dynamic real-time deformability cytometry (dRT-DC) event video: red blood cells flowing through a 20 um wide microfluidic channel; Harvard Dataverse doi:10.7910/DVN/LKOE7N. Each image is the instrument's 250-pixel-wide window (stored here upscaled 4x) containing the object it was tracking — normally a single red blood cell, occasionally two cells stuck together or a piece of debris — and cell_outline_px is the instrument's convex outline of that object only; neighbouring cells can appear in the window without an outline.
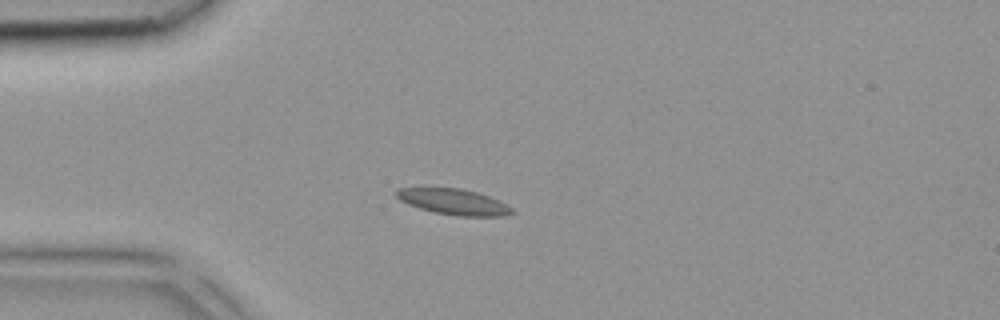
{"species": "common noctule bat (a hibernating species)", "species_latin": "Nyctalus noctula", "temperature_condition": "room temperature", "stored_images_in_passage": 32, "camera_frame_rate_fps": 3000, "um_per_image_px": 0.085, "animal": {"sex": "female", "body_mass_g": 18.4}, "frame": {"image": 1, "passage_image": 1, "time_ms": 0.0, "image_size_px": [1000, 320], "cell_outline_px": [[516, 212], [504, 216], [456, 216], [436, 212], [420, 208], [408, 204], [400, 200], [396, 196], [396, 192], [400, 188], [420, 184], [460, 188], [476, 192], [500, 200], [512, 208]], "centroid_in_image_um": [38.5, 17.1], "position_along_channel_um": 46.5, "area_um2": 18.09}}
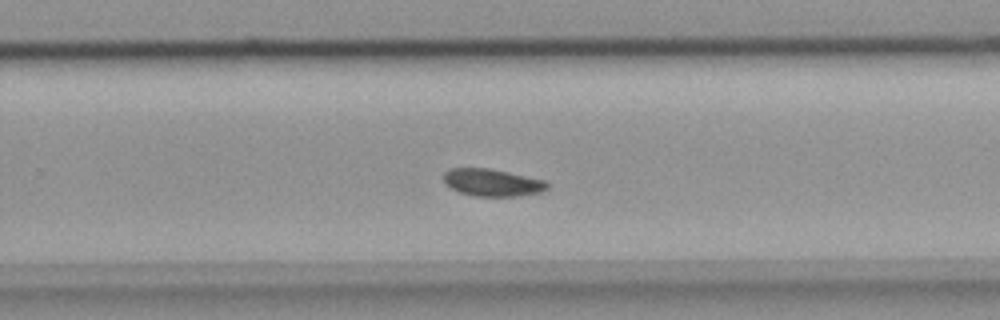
{"frame": {"image": 2, "passage_image": 17, "time_ms": 5.333, "image_size_px": [1000, 320], "cell_outline_px": [[548, 188], [540, 192], [516, 196], [476, 196], [460, 192], [444, 184], [444, 172], [448, 168], [488, 168], [508, 172], [544, 180], [548, 184]], "centroid_in_image_um": [41.81, 15.51], "position_along_channel_um": 288.0, "area_um2": 16.36}}
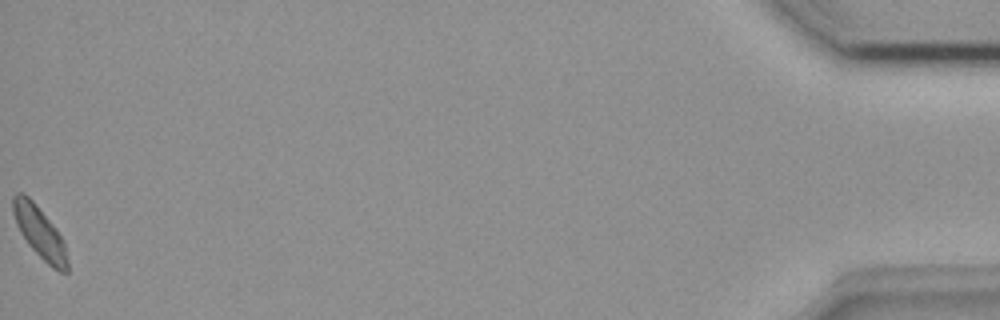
{"frame": {"image": 3, "passage_image": 32, "time_ms": 10.333, "image_size_px": [1000, 320], "cell_outline_px": [[68, 272], [60, 272], [52, 268], [28, 244], [20, 232], [16, 224], [12, 212], [12, 196], [16, 192], [24, 192], [36, 204], [56, 228], [64, 240], [68, 260]], "centroid_in_image_um": [3.37, 19.73], "position_along_channel_um": 431.8, "area_um2": 16.53}}